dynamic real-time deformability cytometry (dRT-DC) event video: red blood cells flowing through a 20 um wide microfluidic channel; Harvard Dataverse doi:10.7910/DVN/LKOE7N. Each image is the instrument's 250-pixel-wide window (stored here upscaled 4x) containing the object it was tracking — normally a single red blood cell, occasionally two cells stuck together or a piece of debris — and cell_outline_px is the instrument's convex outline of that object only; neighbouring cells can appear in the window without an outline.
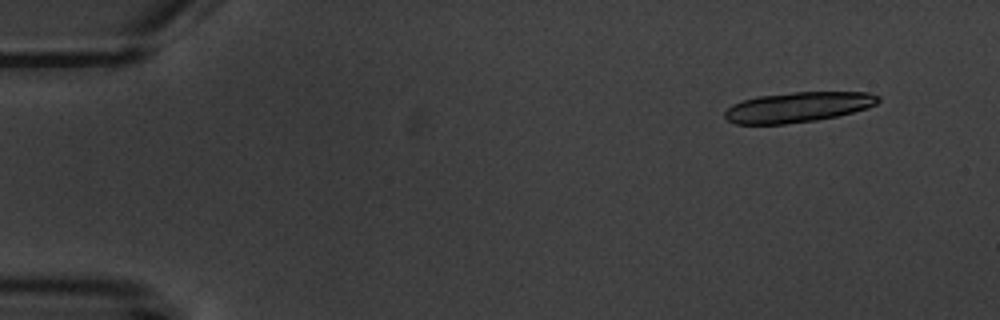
{"species": "common noctule bat (a hibernating species)", "species_latin": "Nyctalus noctula", "temperature_condition": "warm", "stored_images_in_passage": 10, "camera_frame_rate_fps": 3000, "um_per_image_px": 0.085, "animal": {"sex": "male", "body_mass_g": 20.1, "forearm_length_mm": 53.5}, "frame": {"image": 1, "passage_image": 1, "time_ms": 0.0, "image_size_px": [1000, 320], "cell_outline_px": [[880, 100], [876, 104], [868, 108], [836, 116], [816, 120], [784, 124], [736, 124], [728, 120], [724, 116], [724, 112], [732, 104], [756, 96], [792, 92], [868, 92], [880, 96]], "centroid_in_image_um": [67.82, 9.1], "position_along_channel_um": 17.2, "area_um2": 26.99}}
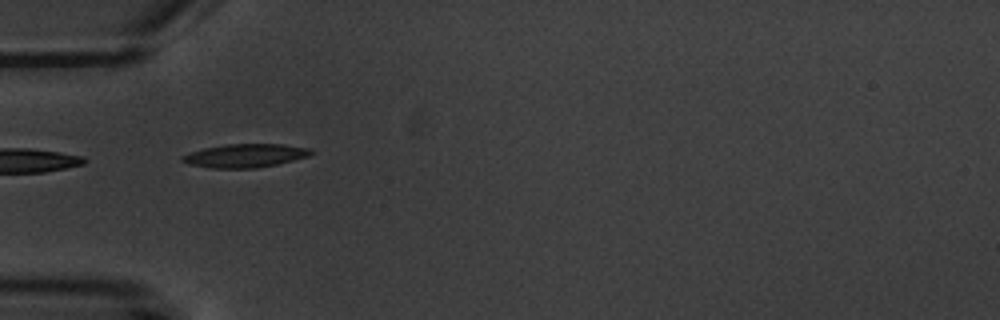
{"frame": {"image": 2, "passage_image": 5, "time_ms": 4.667, "image_size_px": [1000, 320], "cell_outline_px": [[316, 152], [308, 156], [276, 164], [256, 168], [212, 168], [188, 164], [180, 160], [180, 156], [204, 148], [224, 144], [280, 144], [312, 148]], "centroid_in_image_um": [20.84, 13.22], "position_along_channel_um": 64.2, "area_um2": 17.63}}
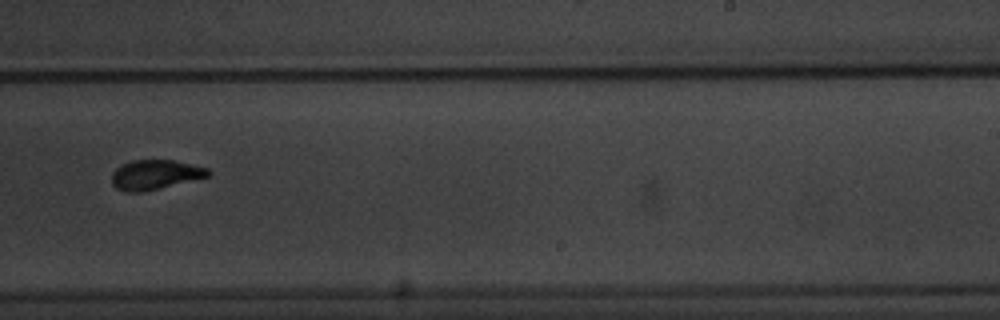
{"frame": {"image": 3, "passage_image": 10, "time_ms": 10.667, "image_size_px": [1000, 320], "cell_outline_px": [[212, 172], [208, 176], [140, 192], [124, 192], [116, 188], [112, 184], [112, 172], [120, 164], [132, 160], [172, 160], [208, 168]], "centroid_in_image_um": [13.13, 14.83], "position_along_channel_um": 275.9, "area_um2": 16.42}}